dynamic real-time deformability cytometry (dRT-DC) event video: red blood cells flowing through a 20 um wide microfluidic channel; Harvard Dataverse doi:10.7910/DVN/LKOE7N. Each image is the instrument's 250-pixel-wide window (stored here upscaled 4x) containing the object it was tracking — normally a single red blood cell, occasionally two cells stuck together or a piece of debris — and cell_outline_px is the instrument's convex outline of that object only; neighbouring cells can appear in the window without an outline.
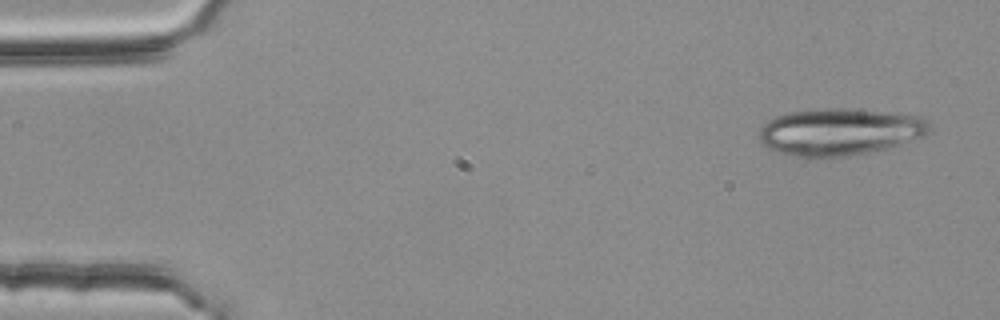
{"species": "common noctule bat (a hibernating species)", "species_latin": "Nyctalus noctula", "temperature_condition": "room temperature", "stored_images_in_passage": 3, "camera_frame_rate_fps": 3000, "um_per_image_px": 0.085, "animal": {"sex": "female", "body_mass_g": 25.1}, "frame": {"image": 1, "passage_image": 1, "time_ms": 0.0, "image_size_px": [1000, 320], "cell_outline_px": [[932, 128], [924, 136], [888, 148], [868, 152], [840, 156], [796, 156], [780, 152], [768, 148], [760, 140], [760, 128], [768, 120], [776, 116], [788, 112], [824, 108], [852, 108], [924, 116], [928, 120]], "centroid_in_image_um": [71.43, 11.17], "position_along_channel_um": 13.6, "area_um2": 46.53}}